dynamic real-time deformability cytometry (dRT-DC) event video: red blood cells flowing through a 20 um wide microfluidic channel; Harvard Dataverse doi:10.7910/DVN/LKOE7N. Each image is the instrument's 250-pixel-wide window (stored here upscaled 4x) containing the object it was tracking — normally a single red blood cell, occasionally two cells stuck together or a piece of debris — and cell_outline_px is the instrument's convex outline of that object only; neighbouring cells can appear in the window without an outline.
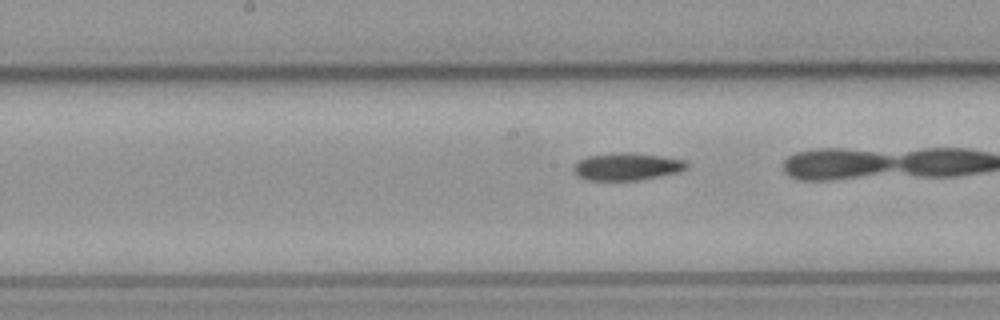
{"species": "common noctule bat (a hibernating species)", "species_latin": "Nyctalus noctula", "temperature_condition": "cold", "stored_images_in_passage": 39, "camera_frame_rate_fps": 3000, "um_per_image_px": 0.085, "animal": {"sex": "male", "body_mass_g": 23.1, "forearm_length_mm": 52.7}, "frame": {"image": 1, "passage_image": 25, "time_ms": 8.0, "image_size_px": [1000, 320], "cell_outline_px": [[688, 168], [680, 172], [640, 180], [588, 180], [576, 176], [572, 168], [580, 160], [588, 156], [620, 152], [632, 152], [660, 156], [684, 160], [688, 164]], "centroid_in_image_um": [53.3, 14.16], "position_along_channel_um": 194.9, "area_um2": 18.09}}